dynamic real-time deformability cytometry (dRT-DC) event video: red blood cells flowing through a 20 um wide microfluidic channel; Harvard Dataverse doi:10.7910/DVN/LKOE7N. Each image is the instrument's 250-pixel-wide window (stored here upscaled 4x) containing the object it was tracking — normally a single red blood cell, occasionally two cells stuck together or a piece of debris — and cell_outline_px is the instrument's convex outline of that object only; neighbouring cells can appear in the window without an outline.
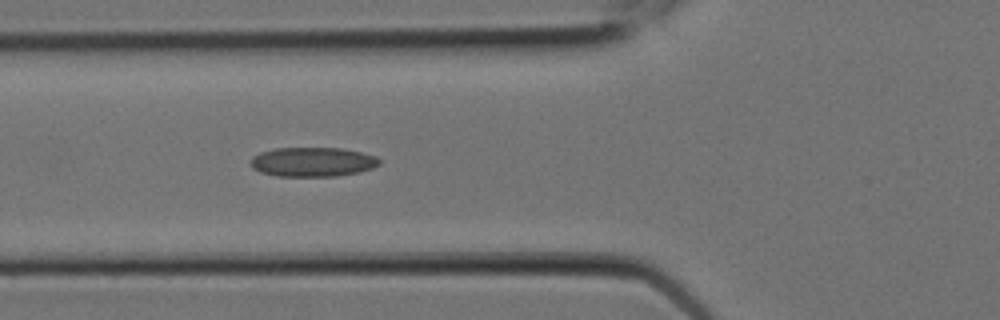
{"species": "Egyptian fruit bat (a non-hibernating species)", "species_latin": "Rousettus aegyptiacus", "temperature_condition": "room temperature", "stored_images_in_passage": 5, "camera_frame_rate_fps": 3000, "um_per_image_px": 0.085, "animal": {"sex": "female"}, "frame": {"image": 1, "passage_image": 5, "time_ms": 1.333, "image_size_px": [1000, 320], "cell_outline_px": [[376, 164], [364, 168], [348, 172], [268, 172], [260, 168], [256, 164], [256, 160], [260, 156], [272, 152], [292, 148], [320, 148], [352, 152], [376, 160]], "centroid_in_image_um": [26.61, 13.68], "position_along_channel_um": 99.2, "area_um2": 16.82}}